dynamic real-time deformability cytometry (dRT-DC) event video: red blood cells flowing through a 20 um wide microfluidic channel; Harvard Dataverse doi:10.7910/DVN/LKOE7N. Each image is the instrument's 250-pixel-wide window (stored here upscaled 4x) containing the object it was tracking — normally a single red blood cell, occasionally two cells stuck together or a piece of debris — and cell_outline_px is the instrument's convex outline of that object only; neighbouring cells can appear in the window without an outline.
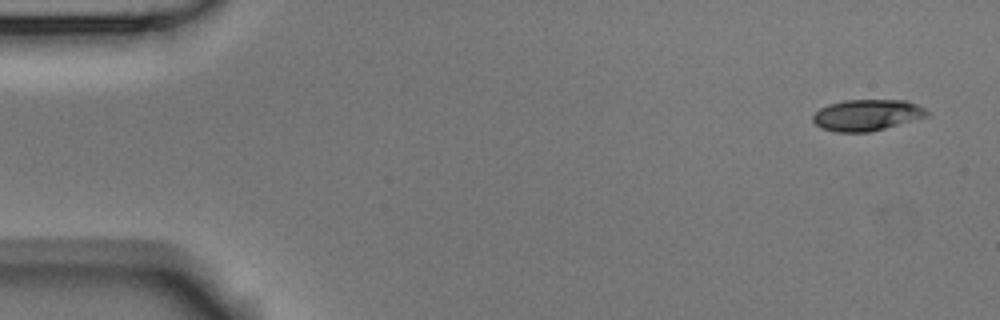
{"species": "Egyptian fruit bat (a non-hibernating species)", "species_latin": "Rousettus aegyptiacus", "temperature_condition": "room temperature", "stored_images_in_passage": 6, "camera_frame_rate_fps": 3000, "um_per_image_px": 0.085, "animal": {"sex": "male"}, "frame": {"image": 1, "passage_image": 1, "time_ms": 0.0, "image_size_px": [1000, 320], "cell_outline_px": [[928, 116], [884, 128], [868, 132], [836, 132], [820, 128], [812, 120], [812, 116], [820, 108], [828, 104], [844, 100], [904, 100], [916, 104], [924, 108], [928, 112]], "centroid_in_image_um": [73.65, 9.78], "position_along_channel_um": 11.4, "area_um2": 20.63}}
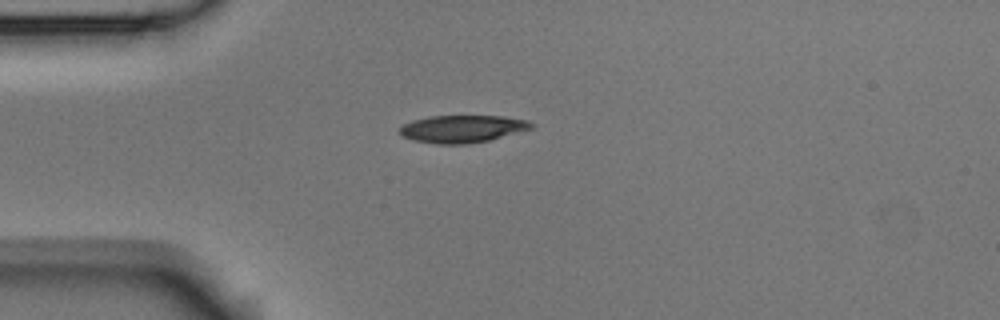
{"frame": {"image": 2, "passage_image": 4, "time_ms": 1.0, "image_size_px": [1000, 320], "cell_outline_px": [[536, 124], [532, 128], [488, 140], [464, 144], [436, 144], [412, 140], [400, 136], [396, 132], [404, 124], [412, 120], [432, 116], [504, 116], [528, 120]], "centroid_in_image_um": [39.25, 10.95], "position_along_channel_um": 45.7, "area_um2": 21.1}}
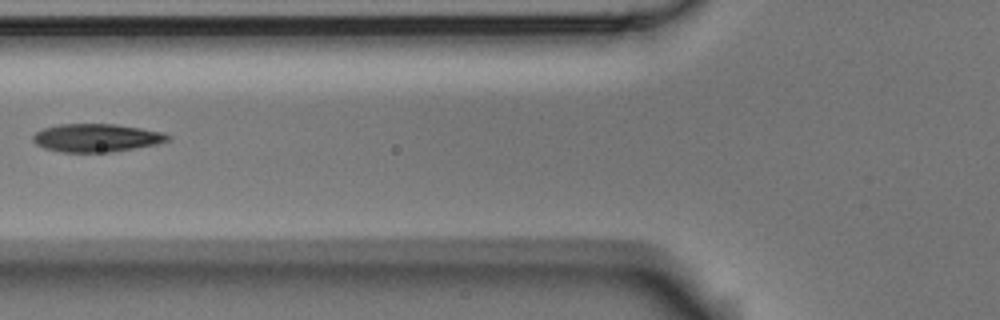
{"frame": {"image": 3, "passage_image": 6, "time_ms": 1.667, "image_size_px": [1000, 320], "cell_outline_px": [[172, 136], [168, 140], [156, 144], [108, 152], [64, 152], [44, 148], [36, 144], [32, 140], [32, 136], [36, 132], [44, 128], [56, 124], [116, 124], [164, 132]], "centroid_in_image_um": [8.18, 11.7], "position_along_channel_um": 117.6, "area_um2": 21.96}}